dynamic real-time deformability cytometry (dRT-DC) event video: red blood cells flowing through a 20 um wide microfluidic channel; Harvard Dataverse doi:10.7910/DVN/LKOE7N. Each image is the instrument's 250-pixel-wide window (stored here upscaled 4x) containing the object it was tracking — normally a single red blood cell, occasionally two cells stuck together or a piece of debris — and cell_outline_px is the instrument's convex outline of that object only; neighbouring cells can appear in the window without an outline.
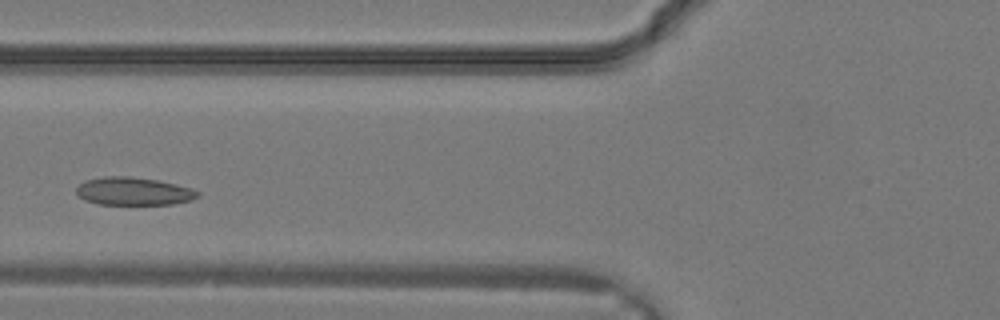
{"species": "common noctule bat (a hibernating species)", "species_latin": "Nyctalus noctula", "temperature_condition": "warm", "stored_images_in_passage": 26, "camera_frame_rate_fps": 3000, "um_per_image_px": 0.085, "animal": {"sex": "male", "body_mass_g": 19.2, "forearm_length_mm": 51.8}, "frame": {"image": 1, "passage_image": 7, "time_ms": 2.0, "image_size_px": [1000, 320], "cell_outline_px": [[200, 196], [192, 200], [172, 204], [96, 204], [84, 200], [76, 192], [76, 188], [80, 184], [88, 180], [104, 176], [128, 176], [156, 180], [176, 184], [192, 188], [200, 192]], "centroid_in_image_um": [11.38, 16.26], "position_along_channel_um": 114.4, "area_um2": 19.71}}
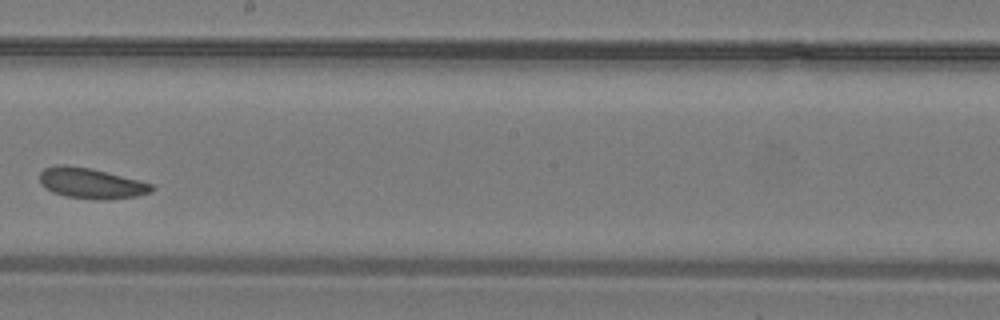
{"frame": {"image": 2, "passage_image": 13, "time_ms": 4.0, "image_size_px": [1000, 320], "cell_outline_px": [[156, 188], [148, 192], [136, 196], [96, 200], [68, 196], [52, 192], [44, 188], [40, 184], [40, 172], [44, 168], [56, 164], [64, 164], [92, 168], [140, 180], [152, 184]], "centroid_in_image_um": [7.7, 15.55], "position_along_channel_um": 240.5, "area_um2": 20.0}}
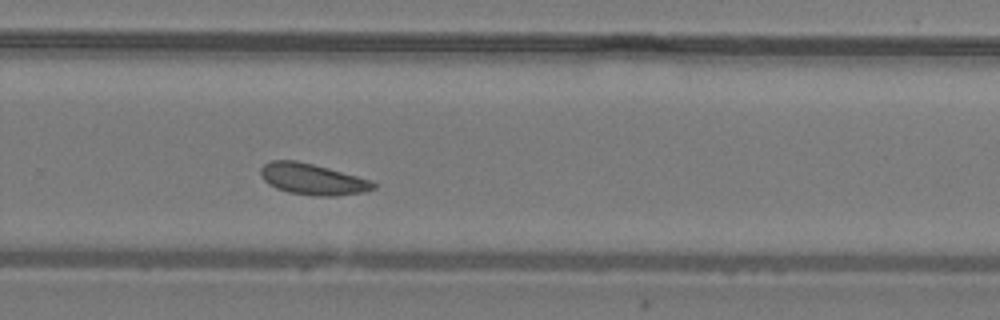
{"frame": {"image": 3, "passage_image": 16, "time_ms": 5.0, "image_size_px": [1000, 320], "cell_outline_px": [[376, 188], [364, 192], [332, 196], [316, 196], [288, 192], [276, 188], [268, 184], [260, 176], [260, 168], [264, 164], [272, 160], [296, 160], [328, 168], [372, 180], [376, 184]], "centroid_in_image_um": [26.55, 15.23], "position_along_channel_um": 303.2, "area_um2": 20.46}}